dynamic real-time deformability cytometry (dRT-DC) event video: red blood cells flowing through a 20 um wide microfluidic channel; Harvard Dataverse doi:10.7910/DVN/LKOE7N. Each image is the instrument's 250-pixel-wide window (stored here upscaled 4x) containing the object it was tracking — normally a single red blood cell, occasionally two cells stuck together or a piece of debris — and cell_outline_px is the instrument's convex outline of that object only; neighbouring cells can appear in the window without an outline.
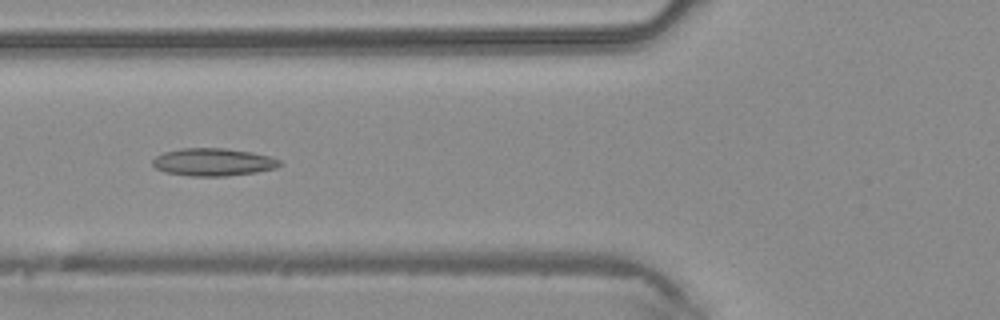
{"species": "common noctule bat (a hibernating species)", "species_latin": "Nyctalus noctula", "temperature_condition": "warm", "stored_images_in_passage": 43, "camera_frame_rate_fps": 3000, "um_per_image_px": 0.085, "animal": {"sex": "male", "body_mass_g": 20.4}, "frame": {"image": 1, "passage_image": 17, "time_ms": 5.333, "image_size_px": [1000, 320], "cell_outline_px": [[284, 164], [276, 168], [256, 172], [224, 176], [188, 176], [164, 172], [156, 168], [152, 164], [152, 160], [156, 156], [164, 152], [180, 148], [224, 148], [252, 152], [268, 156], [280, 160]], "centroid_in_image_um": [18.11, 13.78], "position_along_channel_um": 107.7, "area_um2": 20.58}}
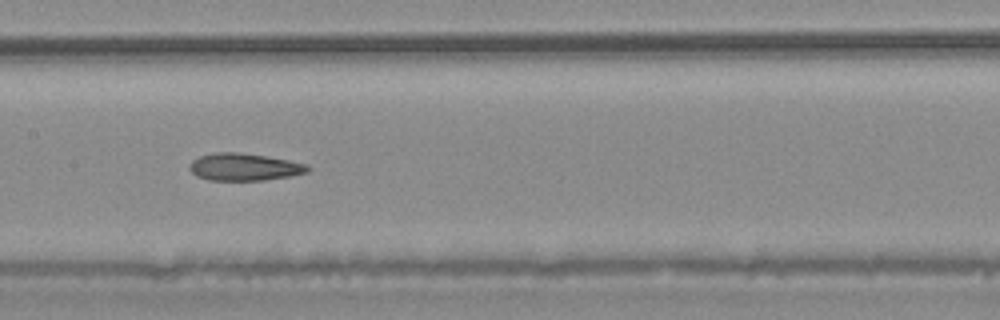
{"frame": {"image": 2, "passage_image": 22, "time_ms": 7.0, "image_size_px": [1000, 320], "cell_outline_px": [[312, 168], [308, 172], [292, 176], [264, 180], [208, 180], [196, 176], [188, 168], [188, 164], [192, 160], [200, 156], [216, 152], [236, 152], [264, 156], [288, 160], [308, 164]], "centroid_in_image_um": [20.76, 14.2], "position_along_channel_um": 186.6, "area_um2": 18.9}}
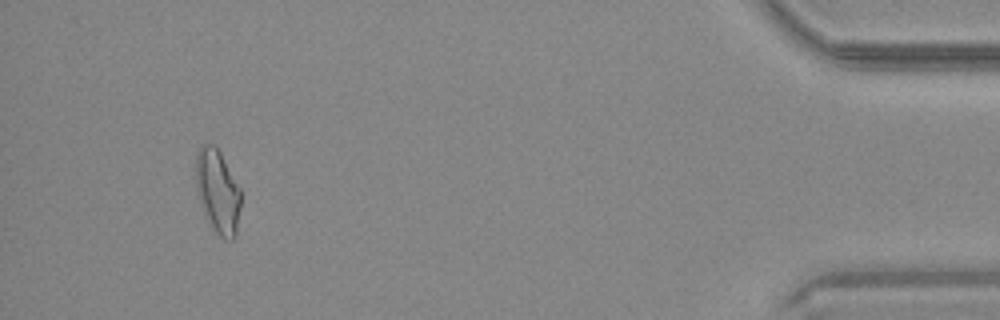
{"frame": {"image": 3, "passage_image": 41, "time_ms": 13.333, "image_size_px": [1000, 320], "cell_outline_px": [[240, 208], [236, 232], [232, 240], [224, 240], [216, 232], [204, 212], [196, 188], [196, 156], [200, 144], [212, 144], [220, 152], [240, 188]], "centroid_in_image_um": [18.5, 16.25], "position_along_channel_um": 416.7, "area_um2": 21.56}}